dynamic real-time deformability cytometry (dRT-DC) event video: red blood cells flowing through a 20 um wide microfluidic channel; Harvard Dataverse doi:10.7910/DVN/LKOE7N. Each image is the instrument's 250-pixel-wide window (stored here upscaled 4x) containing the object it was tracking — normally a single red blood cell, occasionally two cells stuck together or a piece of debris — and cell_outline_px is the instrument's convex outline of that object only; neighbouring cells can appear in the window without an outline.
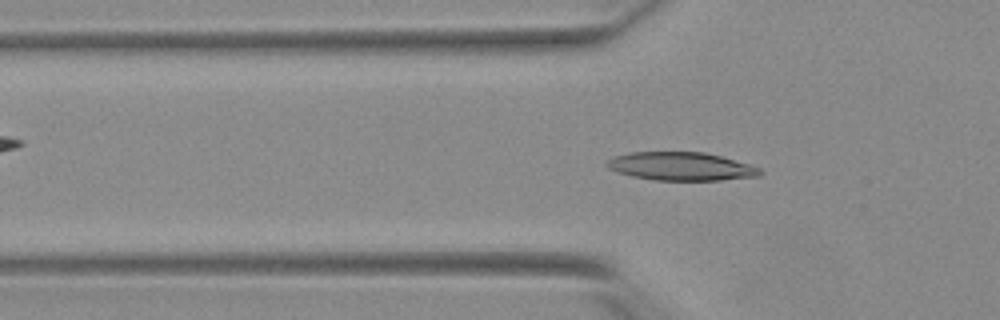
{"species": "Egyptian fruit bat (a non-hibernating species)", "species_latin": "Rousettus aegyptiacus", "temperature_condition": "warm", "stored_images_in_passage": 52, "camera_frame_rate_fps": 3000, "um_per_image_px": 0.085, "animal": {"sex": "female"}, "frame": {"image": 1, "passage_image": 17, "time_ms": 5.333, "image_size_px": [1000, 320], "cell_outline_px": [[764, 172], [760, 176], [720, 180], [656, 180], [632, 176], [608, 168], [604, 164], [612, 156], [628, 152], [704, 152], [720, 156], [748, 164], [760, 168]], "centroid_in_image_um": [57.88, 14.13], "position_along_channel_um": 67.9, "area_um2": 25.2}}
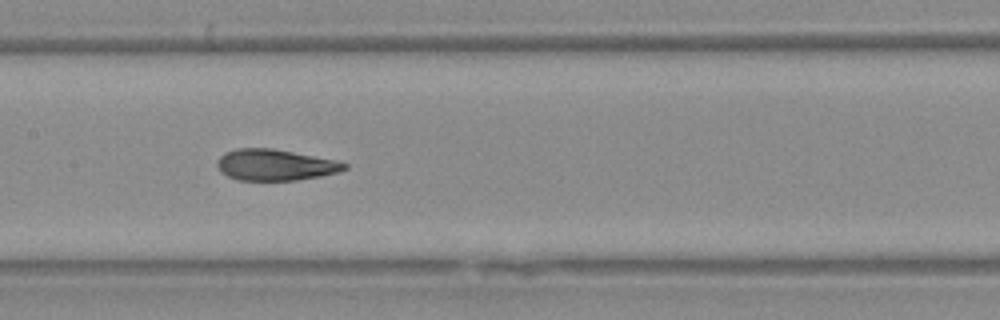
{"frame": {"image": 2, "passage_image": 26, "time_ms": 8.333, "image_size_px": [1000, 320], "cell_outline_px": [[348, 168], [340, 172], [320, 176], [296, 180], [240, 180], [228, 176], [220, 172], [216, 164], [220, 156], [224, 152], [236, 148], [272, 148], [336, 160], [348, 164]], "centroid_in_image_um": [23.39, 14.01], "position_along_channel_um": 184.0, "area_um2": 23.18}}
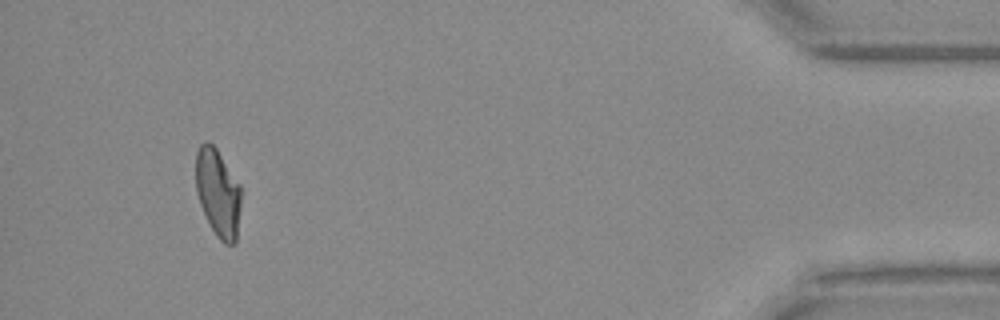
{"frame": {"image": 3, "passage_image": 49, "time_ms": 16.0, "image_size_px": [1000, 320], "cell_outline_px": [[240, 208], [236, 244], [224, 244], [216, 236], [200, 204], [196, 192], [196, 152], [200, 144], [204, 140], [208, 140], [216, 148], [240, 184]], "centroid_in_image_um": [18.52, 16.38], "position_along_channel_um": 416.7, "area_um2": 23.18}, "authors_computed_cell_mechanics": {"area_um2": 23.5535, "velocity_mm_per_s": 3.8811, "shape_relaxation_time_tau1_ms": 6.1677, "shape_relaxation_time_tau2_ms": 1.1673, "deformation_change_tau1": 0.2145, "deformation_change_tau2": 0.0829}}